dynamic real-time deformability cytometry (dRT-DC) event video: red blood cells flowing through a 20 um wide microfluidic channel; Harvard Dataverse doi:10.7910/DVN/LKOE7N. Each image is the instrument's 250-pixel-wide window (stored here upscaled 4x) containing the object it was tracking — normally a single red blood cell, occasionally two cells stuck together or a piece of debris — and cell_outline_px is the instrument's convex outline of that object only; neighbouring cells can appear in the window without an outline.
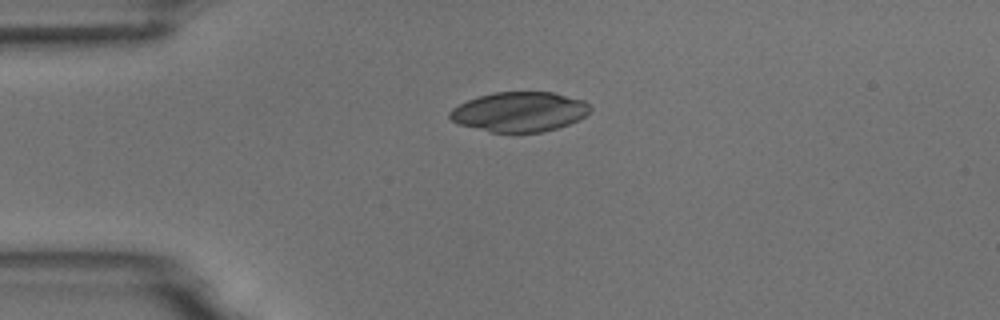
{"species": "common noctule bat (a hibernating species)", "species_latin": "Nyctalus noctula", "temperature_condition": "room temperature", "stored_images_in_passage": 5, "camera_frame_rate_fps": 3000, "um_per_image_px": 0.085, "animal": {"sex": "male", "body_mass_g": 18.8}, "frame": {"image": 1, "passage_image": 1, "time_ms": 0.0, "image_size_px": [1000, 320], "cell_outline_px": [[592, 108], [584, 116], [568, 124], [544, 132], [492, 132], [460, 124], [452, 120], [448, 116], [448, 112], [452, 108], [468, 100], [480, 96], [496, 92], [552, 92], [584, 100]], "centroid_in_image_um": [44.15, 9.5], "position_along_channel_um": 40.8, "area_um2": 32.19}}